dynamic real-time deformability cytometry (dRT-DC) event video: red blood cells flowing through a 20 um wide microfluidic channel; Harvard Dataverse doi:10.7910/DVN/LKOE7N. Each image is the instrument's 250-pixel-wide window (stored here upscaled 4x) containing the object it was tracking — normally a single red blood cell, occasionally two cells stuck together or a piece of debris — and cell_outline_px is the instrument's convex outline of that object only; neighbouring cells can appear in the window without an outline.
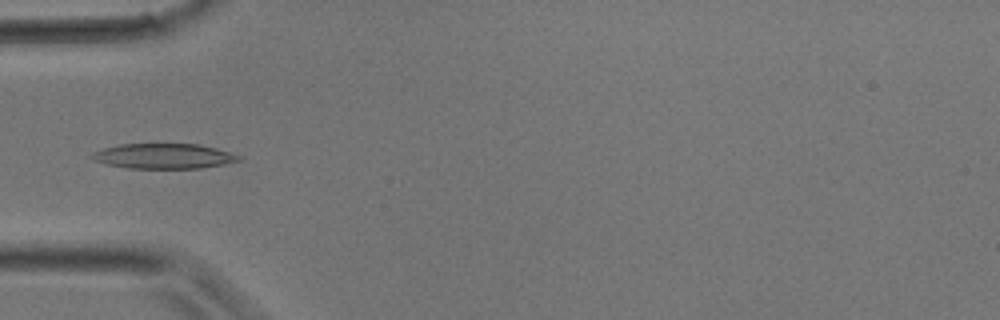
{"species": "common noctule bat (a hibernating species)", "species_latin": "Nyctalus noctula", "temperature_condition": "room temperature", "stored_images_in_passage": 33, "camera_frame_rate_fps": 3000, "um_per_image_px": 0.085, "animal": {"sex": "male", "body_mass_g": 17.9}, "frame": {"image": 1, "passage_image": 10, "time_ms": 3.0, "image_size_px": [1000, 320], "cell_outline_px": [[240, 160], [224, 164], [200, 168], [128, 168], [108, 164], [92, 160], [88, 156], [92, 152], [104, 148], [120, 144], [196, 144], [216, 148], [240, 156]], "centroid_in_image_um": [13.86, 13.27], "position_along_channel_um": 71.1, "area_um2": 21.33}}